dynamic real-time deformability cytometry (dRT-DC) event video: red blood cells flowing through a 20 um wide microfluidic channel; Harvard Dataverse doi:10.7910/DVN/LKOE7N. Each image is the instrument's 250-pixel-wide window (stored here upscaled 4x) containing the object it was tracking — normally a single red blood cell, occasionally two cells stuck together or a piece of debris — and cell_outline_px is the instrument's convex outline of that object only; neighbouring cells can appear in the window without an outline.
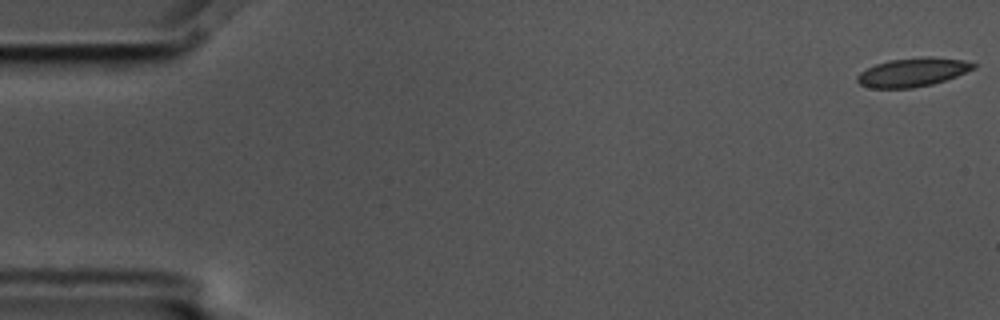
{"species": "common noctule bat (a hibernating species)", "species_latin": "Nyctalus noctula", "temperature_condition": "cold", "stored_images_in_passage": 8, "camera_frame_rate_fps": 3000, "um_per_image_px": 0.085, "animal": {"sex": "male", "body_mass_g": 17.5, "forearm_length_mm": 52.3}, "frame": {"image": 1, "passage_image": 1, "time_ms": 0.0, "image_size_px": [1000, 320], "cell_outline_px": [[976, 68], [956, 76], [932, 84], [912, 88], [872, 88], [860, 84], [856, 80], [856, 76], [860, 72], [876, 64], [888, 60], [924, 56], [932, 56], [964, 60], [976, 64]], "centroid_in_image_um": [77.58, 6.13], "position_along_channel_um": 7.4, "area_um2": 19.48}}
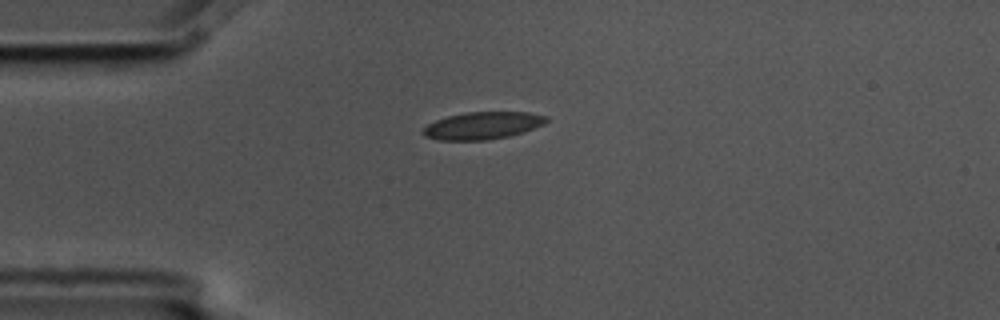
{"frame": {"image": 2, "passage_image": 4, "time_ms": 1.0, "image_size_px": [1000, 320], "cell_outline_px": [[548, 120], [544, 124], [524, 132], [508, 136], [488, 140], [440, 140], [424, 136], [420, 132], [428, 124], [436, 120], [448, 116], [464, 112], [528, 112], [548, 116]], "centroid_in_image_um": [41.03, 10.67], "position_along_channel_um": 44.0, "area_um2": 19.71}}